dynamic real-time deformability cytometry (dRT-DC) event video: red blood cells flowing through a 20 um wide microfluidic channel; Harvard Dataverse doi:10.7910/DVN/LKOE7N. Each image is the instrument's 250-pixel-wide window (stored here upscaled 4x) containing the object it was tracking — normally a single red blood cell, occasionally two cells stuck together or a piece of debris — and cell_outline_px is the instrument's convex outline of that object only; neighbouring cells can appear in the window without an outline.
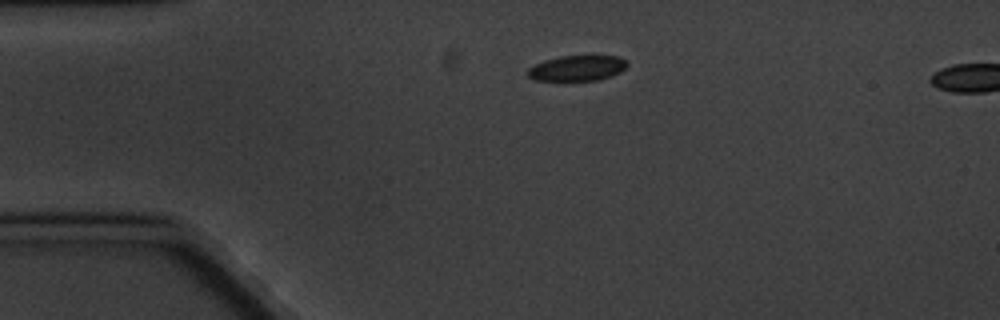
{"species": "common noctule bat (a hibernating species)", "species_latin": "Nyctalus noctula", "temperature_condition": "cold", "stored_images_in_passage": 9, "camera_frame_rate_fps": 3000, "um_per_image_px": 0.085, "animal": {"sex": "male", "body_mass_g": 20.1, "forearm_length_mm": 53.5}, "frame": {"image": 1, "passage_image": 1, "time_ms": 0.0, "image_size_px": [1000, 320], "cell_outline_px": [[628, 64], [620, 72], [612, 76], [596, 80], [532, 80], [528, 76], [528, 68], [544, 60], [560, 56], [616, 56], [624, 60]], "centroid_in_image_um": [49.04, 5.79], "position_along_channel_um": 36.0, "area_um2": 14.57}}